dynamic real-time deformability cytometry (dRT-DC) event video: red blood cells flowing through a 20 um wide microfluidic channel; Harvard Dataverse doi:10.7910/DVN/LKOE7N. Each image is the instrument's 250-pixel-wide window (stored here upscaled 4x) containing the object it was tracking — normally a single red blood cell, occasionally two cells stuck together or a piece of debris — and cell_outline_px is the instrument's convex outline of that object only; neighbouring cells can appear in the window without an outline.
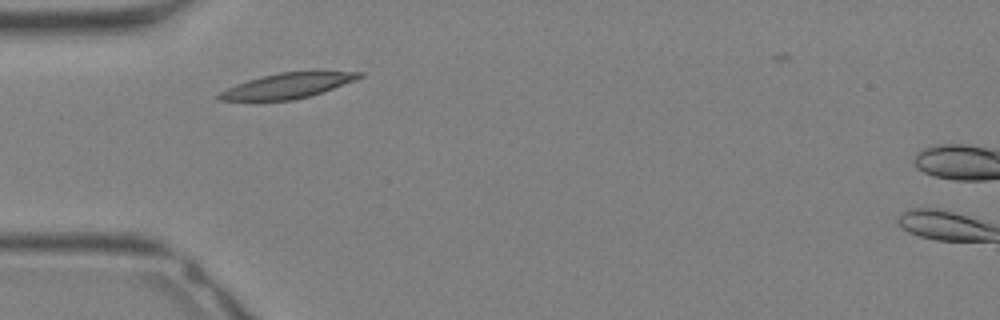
{"species": "Egyptian fruit bat (a non-hibernating species)", "species_latin": "Rousettus aegyptiacus", "temperature_condition": "warm", "stored_images_in_passage": 21, "camera_frame_rate_fps": 3000, "um_per_image_px": 0.085, "animal": {"sex": "female"}, "frame": {"image": 1, "passage_image": 2, "time_ms": 0.333, "image_size_px": [1000, 320], "cell_outline_px": [[364, 76], [356, 80], [324, 92], [292, 100], [220, 100], [216, 96], [220, 92], [236, 84], [260, 76], [280, 72], [316, 68], [364, 72]], "centroid_in_image_um": [24.61, 7.21], "position_along_channel_um": 60.4, "area_um2": 21.5}}
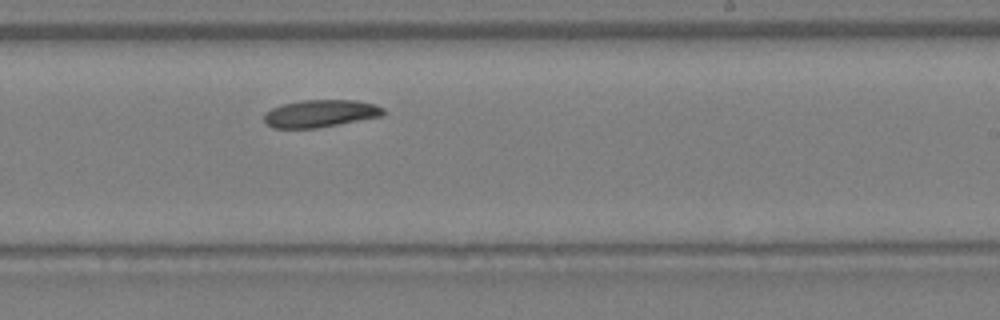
{"frame": {"image": 2, "passage_image": 12, "time_ms": 3.667, "image_size_px": [1000, 320], "cell_outline_px": [[384, 116], [316, 128], [272, 128], [264, 124], [264, 112], [272, 108], [284, 104], [300, 100], [356, 100], [376, 104], [384, 108]], "centroid_in_image_um": [27.23, 9.65], "position_along_channel_um": 261.8, "area_um2": 19.25}}
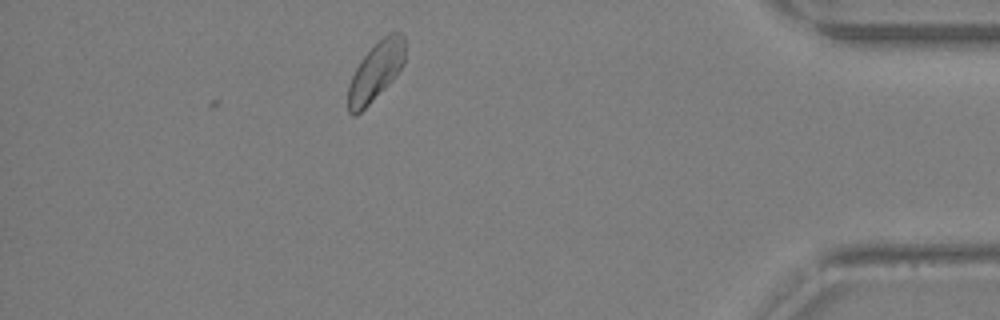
{"frame": {"image": 3, "passage_image": 21, "time_ms": 6.667, "image_size_px": [1000, 320], "cell_outline_px": [[404, 64], [396, 76], [356, 116], [352, 116], [348, 112], [348, 84], [360, 60], [388, 32], [400, 32], [404, 36]], "centroid_in_image_um": [31.94, 6.07], "position_along_channel_um": 403.3, "area_um2": 19.13}}